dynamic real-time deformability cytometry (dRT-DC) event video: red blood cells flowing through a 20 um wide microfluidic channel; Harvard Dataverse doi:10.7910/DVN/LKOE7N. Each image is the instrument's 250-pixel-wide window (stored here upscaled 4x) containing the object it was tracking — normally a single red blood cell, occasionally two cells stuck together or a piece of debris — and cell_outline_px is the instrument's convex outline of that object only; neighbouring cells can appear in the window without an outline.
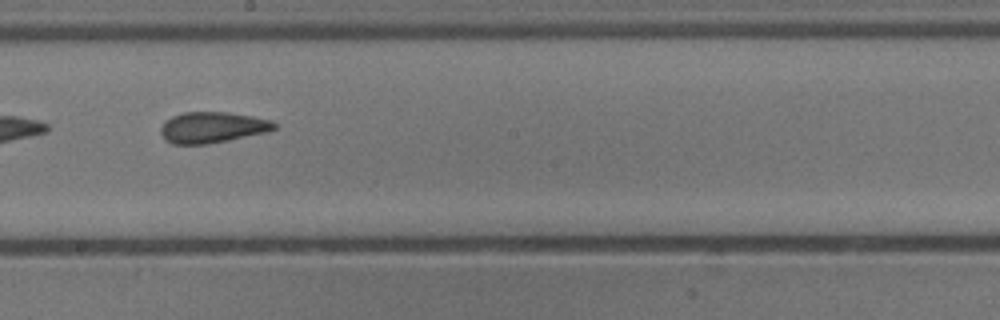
{"species": "common noctule bat (a hibernating species)", "species_latin": "Nyctalus noctula", "temperature_condition": "cold", "stored_images_in_passage": 9, "camera_frame_rate_fps": 3000, "um_per_image_px": 0.085, "animal": {"sex": "male", "body_mass_g": 13.3}, "frame": {"image": 1, "passage_image": 8, "time_ms": 2.333, "image_size_px": [1000, 320], "cell_outline_px": [[276, 128], [264, 132], [228, 140], [208, 144], [172, 144], [164, 140], [160, 132], [160, 128], [172, 116], [184, 112], [228, 112], [252, 116], [272, 120], [276, 124]], "centroid_in_image_um": [18.02, 10.83], "position_along_channel_um": 230.2, "area_um2": 20.35}}